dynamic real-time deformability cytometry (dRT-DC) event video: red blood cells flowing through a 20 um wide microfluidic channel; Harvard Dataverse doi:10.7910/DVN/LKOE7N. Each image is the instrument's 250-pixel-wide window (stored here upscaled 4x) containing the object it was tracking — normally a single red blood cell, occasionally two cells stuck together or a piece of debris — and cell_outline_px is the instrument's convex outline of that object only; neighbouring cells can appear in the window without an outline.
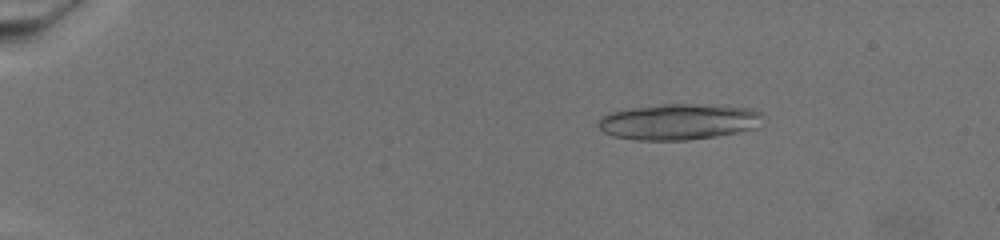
{"species": "common noctule bat (a hibernating species)", "species_latin": "Nyctalus noctula", "temperature_condition": "warm", "stored_images_in_passage": 36, "camera_frame_rate_fps": 3000, "um_per_image_px": 0.085, "animal": {"sex": "female", "body_mass_g": 19.5, "forearm_length_mm": 54.1}, "frame": {"image": 1, "passage_image": 13, "time_ms": 4.0, "image_size_px": [1000, 240], "cell_outline_px": [[764, 116], [752, 128], [736, 132], [716, 136], [688, 140], [636, 140], [612, 136], [604, 132], [600, 128], [600, 116], [612, 112], [632, 108], [664, 104], [684, 104], [748, 108], [760, 112]], "centroid_in_image_um": [57.63, 10.36], "position_along_channel_um": 27.4, "area_um2": 33.76}}
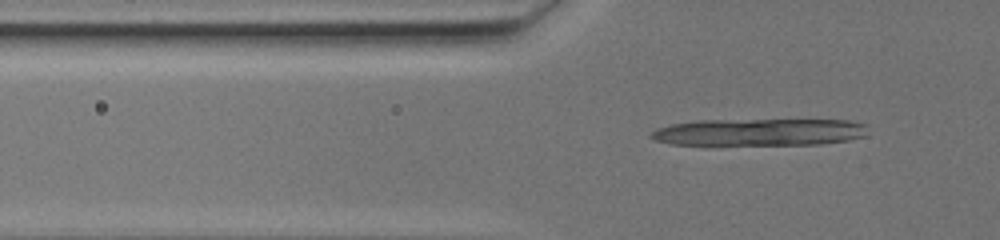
{"frame": {"image": 2, "passage_image": 26, "time_ms": 8.333, "image_size_px": [1000, 240], "cell_outline_px": [[868, 136], [848, 140], [820, 144], [672, 144], [656, 140], [648, 136], [656, 128], [672, 124], [700, 120], [848, 120], [864, 124]], "centroid_in_image_um": [64.57, 11.22], "position_along_channel_um": 61.2, "area_um2": 33.99}}